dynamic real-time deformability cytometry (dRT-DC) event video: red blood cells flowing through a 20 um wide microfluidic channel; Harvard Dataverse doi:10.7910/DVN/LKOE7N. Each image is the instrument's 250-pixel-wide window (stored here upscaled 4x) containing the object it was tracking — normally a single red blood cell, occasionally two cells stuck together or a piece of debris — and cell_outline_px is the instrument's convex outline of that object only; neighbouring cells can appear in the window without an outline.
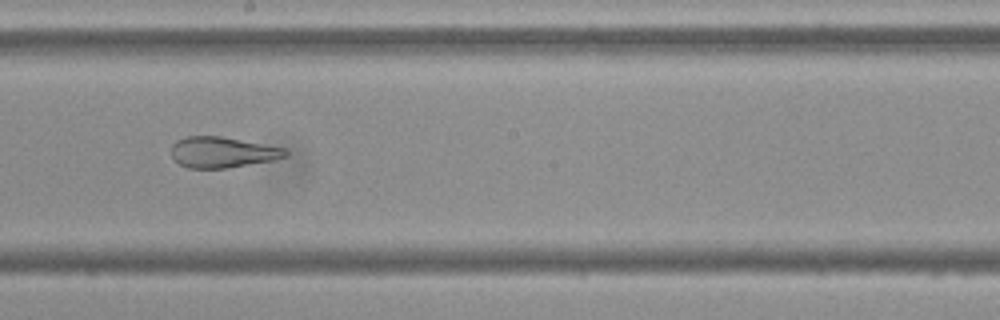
{"species": "Egyptian fruit bat (a non-hibernating species)", "species_latin": "Rousettus aegyptiacus", "temperature_condition": "cold", "stored_images_in_passage": 55, "camera_frame_rate_fps": 3000, "um_per_image_px": 0.085, "frame": {"image": 1, "passage_image": 31, "time_ms": 10.0, "image_size_px": [1000, 320], "cell_outline_px": [[288, 156], [272, 160], [224, 168], [188, 168], [180, 164], [172, 156], [172, 144], [176, 140], [184, 136], [220, 136], [284, 148], [288, 152]], "centroid_in_image_um": [18.87, 12.93], "position_along_channel_um": 229.3, "area_um2": 20.23}}
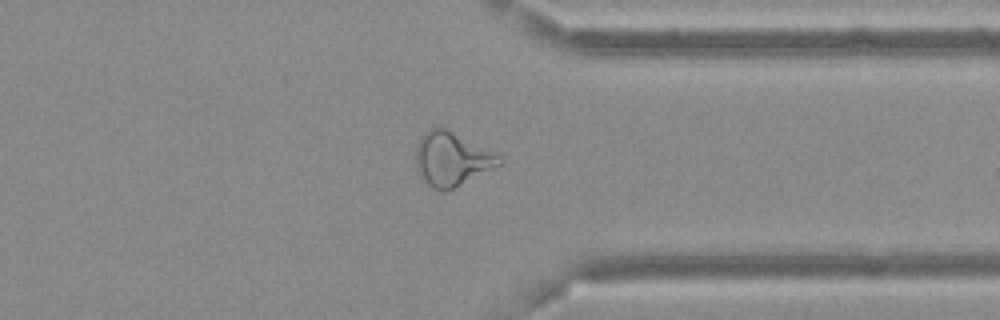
{"frame": {"image": 2, "passage_image": 43, "time_ms": 14.0, "image_size_px": [1000, 320], "cell_outline_px": [[504, 160], [500, 164], [444, 192], [440, 192], [432, 188], [420, 176], [416, 164], [416, 144], [420, 136], [428, 128], [444, 128], [496, 152]], "centroid_in_image_um": [38.37, 13.5], "position_along_channel_um": 373.0, "area_um2": 25.84}}
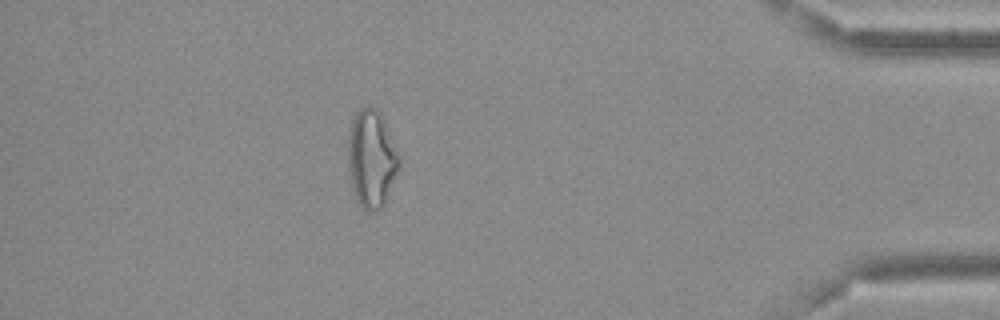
{"frame": {"image": 3, "passage_image": 49, "time_ms": 16.0, "image_size_px": [1000, 320], "cell_outline_px": [[400, 168], [380, 208], [376, 212], [368, 212], [356, 200], [348, 168], [348, 140], [352, 120], [356, 112], [360, 108], [368, 104], [376, 108], [400, 160]], "centroid_in_image_um": [31.54, 13.5], "position_along_channel_um": 403.7, "area_um2": 28.21}, "authors_computed_cell_mechanics": {"area_um2": 27.0504, "velocity_mm_per_s": 3.6602, "shape_relaxation_time_tau1_ms": null, "shape_relaxation_time_tau2_ms": 1.9402, "deformation_change_tau1": null, "deformation_change_tau2": 0.0961}}